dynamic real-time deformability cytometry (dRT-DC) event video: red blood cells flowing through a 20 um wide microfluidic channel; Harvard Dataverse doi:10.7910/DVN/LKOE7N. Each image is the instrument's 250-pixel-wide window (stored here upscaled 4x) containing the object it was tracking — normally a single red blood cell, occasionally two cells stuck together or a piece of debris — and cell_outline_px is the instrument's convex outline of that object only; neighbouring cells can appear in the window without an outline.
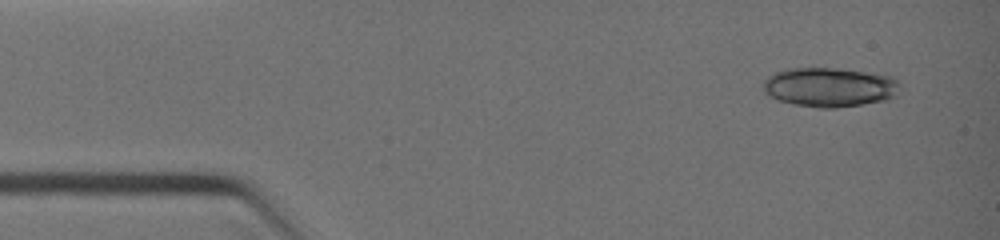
{"species": "common noctule bat (a hibernating species)", "species_latin": "Nyctalus noctula", "temperature_condition": "warm", "stored_images_in_passage": 14, "camera_frame_rate_fps": 3000, "um_per_image_px": 0.085, "animal": {"sex": "female", "body_mass_g": 19.0, "forearm_length_mm": 51.5}, "frame": {"image": 1, "passage_image": 1, "time_ms": 0.0, "image_size_px": [1000, 240], "cell_outline_px": [[900, 84], [896, 96], [884, 100], [836, 108], [820, 108], [796, 104], [780, 100], [764, 92], [764, 80], [768, 76], [776, 72], [788, 68], [844, 68], [892, 76], [900, 80]], "centroid_in_image_um": [70.56, 7.39], "position_along_channel_um": 14.4, "area_um2": 31.33}}